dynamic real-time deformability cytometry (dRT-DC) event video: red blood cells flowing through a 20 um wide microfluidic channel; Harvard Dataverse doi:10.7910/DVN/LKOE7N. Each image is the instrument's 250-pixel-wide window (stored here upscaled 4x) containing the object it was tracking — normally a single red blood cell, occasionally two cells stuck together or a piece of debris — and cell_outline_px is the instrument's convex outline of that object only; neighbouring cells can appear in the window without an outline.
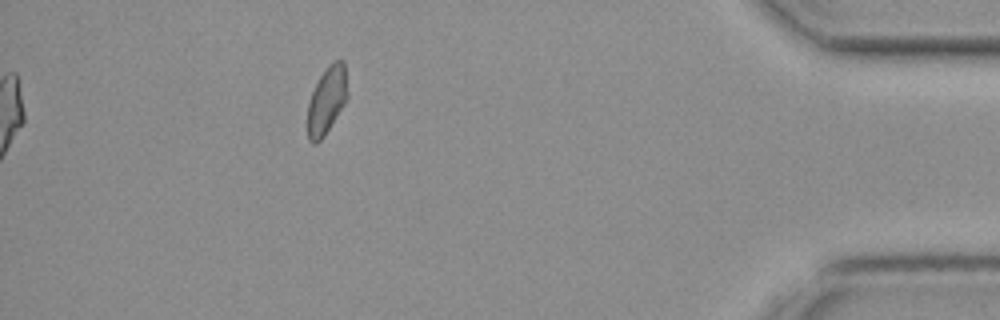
{"species": "common noctule bat (a hibernating species)", "species_latin": "Nyctalus noctula", "temperature_condition": "cold", "stored_images_in_passage": 50, "camera_frame_rate_fps": 3000, "um_per_image_px": 0.085, "animal": {"sex": "female", "body_mass_g": 19.3, "forearm_length_mm": 54.1}, "frame": {"image": 1, "passage_image": 50, "time_ms": 16.333, "image_size_px": [1000, 320], "cell_outline_px": [[348, 96], [344, 104], [324, 136], [316, 144], [312, 144], [308, 140], [308, 104], [312, 92], [320, 76], [328, 64], [332, 60], [344, 60], [348, 92]], "centroid_in_image_um": [27.78, 8.5], "position_along_channel_um": 407.4, "area_um2": 15.66}}